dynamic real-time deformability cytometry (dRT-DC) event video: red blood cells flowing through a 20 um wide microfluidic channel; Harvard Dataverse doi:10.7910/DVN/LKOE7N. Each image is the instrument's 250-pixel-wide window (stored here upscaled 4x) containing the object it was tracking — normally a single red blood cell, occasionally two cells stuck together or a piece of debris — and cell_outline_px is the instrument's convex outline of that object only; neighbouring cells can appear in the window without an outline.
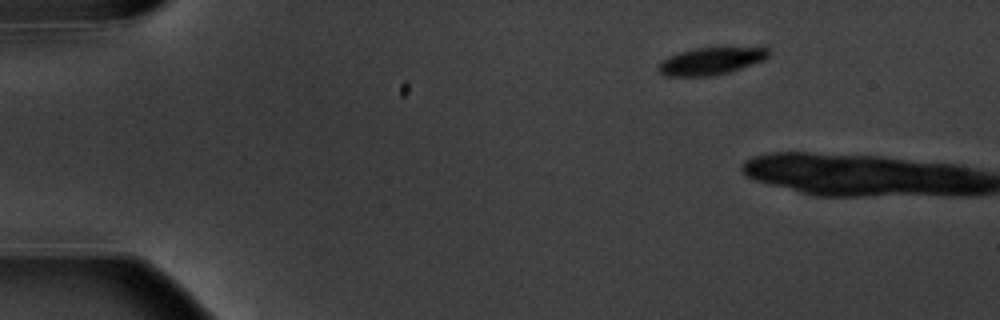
{"species": "common noctule bat (a hibernating species)", "species_latin": "Nyctalus noctula", "temperature_condition": "warm", "stored_images_in_passage": 2, "camera_frame_rate_fps": 3000, "um_per_image_px": 0.085, "animal": {"sex": "male", "body_mass_g": 20.1, "forearm_length_mm": 53.5}, "frame": {"image": 1, "passage_image": 1, "time_ms": 0.0, "image_size_px": [1000, 320], "cell_outline_px": [[768, 56], [764, 60], [728, 72], [712, 76], [664, 76], [656, 68], [660, 60], [668, 56], [680, 52], [696, 48], [764, 44], [768, 48]], "centroid_in_image_um": [60.5, 5.13], "position_along_channel_um": 24.5, "area_um2": 18.32}}